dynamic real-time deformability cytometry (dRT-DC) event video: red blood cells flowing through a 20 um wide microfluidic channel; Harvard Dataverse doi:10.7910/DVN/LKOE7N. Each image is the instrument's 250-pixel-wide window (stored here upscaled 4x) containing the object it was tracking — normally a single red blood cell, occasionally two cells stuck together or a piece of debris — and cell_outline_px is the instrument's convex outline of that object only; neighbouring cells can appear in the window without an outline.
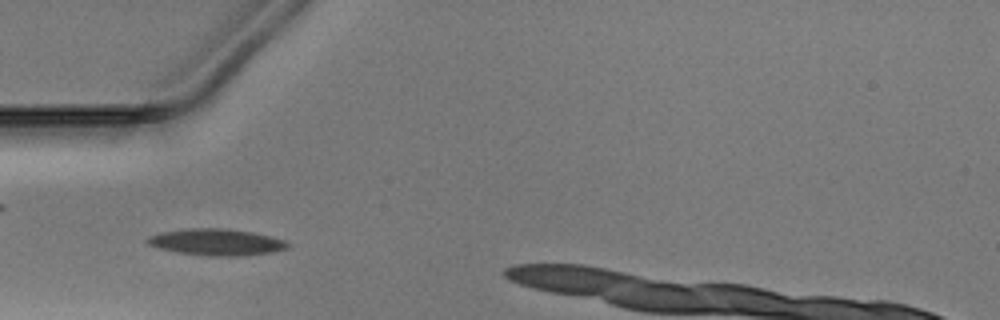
{"species": "Egyptian fruit bat (a non-hibernating species)", "species_latin": "Rousettus aegyptiacus", "temperature_condition": "warm", "stored_images_in_passage": 42, "camera_frame_rate_fps": 3000, "um_per_image_px": 0.085, "animal": {"sex": "male"}, "frame": {"image": 1, "passage_image": 16, "time_ms": 5.0, "image_size_px": [1000, 320], "cell_outline_px": [[292, 244], [288, 248], [276, 252], [240, 256], [208, 256], [176, 252], [156, 248], [148, 244], [144, 240], [148, 236], [160, 232], [188, 228], [224, 228], [252, 232], [284, 240]], "centroid_in_image_um": [18.37, 20.59], "position_along_channel_um": 66.6, "area_um2": 22.02}}
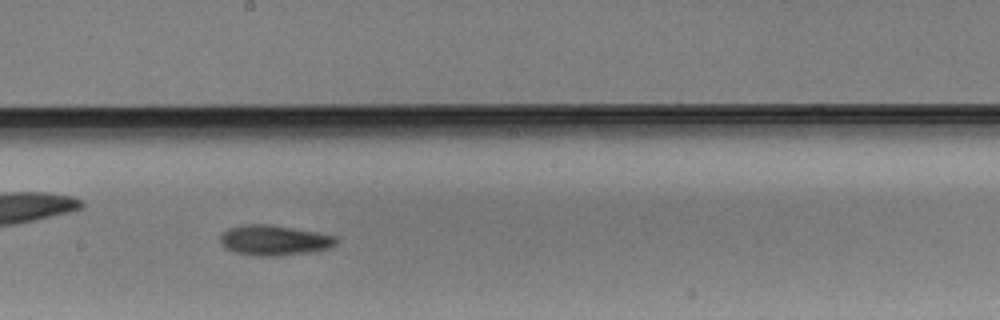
{"frame": {"image": 2, "passage_image": 28, "time_ms": 9.0, "image_size_px": [1000, 320], "cell_outline_px": [[340, 240], [336, 244], [328, 248], [312, 252], [280, 256], [256, 256], [236, 252], [220, 244], [220, 236], [228, 228], [244, 224], [272, 224], [316, 232], [336, 236]], "centroid_in_image_um": [23.33, 20.42], "position_along_channel_um": 224.9, "area_um2": 20.58}}
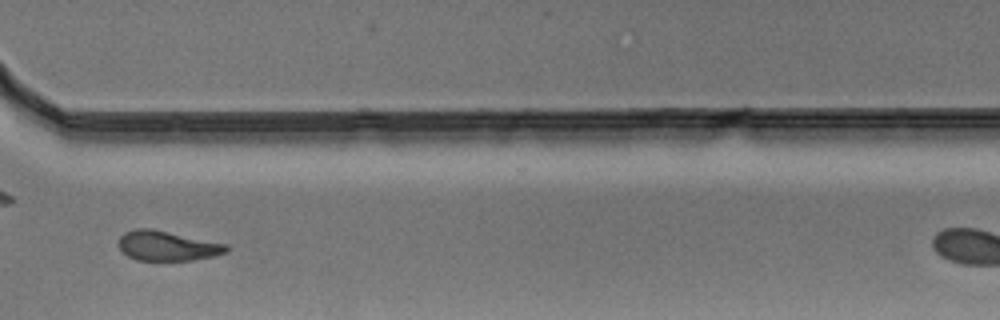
{"frame": {"image": 3, "passage_image": 38, "time_ms": 12.333, "image_size_px": [1000, 320], "cell_outline_px": [[228, 252], [212, 256], [192, 260], [136, 260], [120, 252], [120, 236], [124, 232], [136, 228], [152, 228], [228, 244]], "centroid_in_image_um": [14.21, 20.89], "position_along_channel_um": 356.4, "area_um2": 18.79}}